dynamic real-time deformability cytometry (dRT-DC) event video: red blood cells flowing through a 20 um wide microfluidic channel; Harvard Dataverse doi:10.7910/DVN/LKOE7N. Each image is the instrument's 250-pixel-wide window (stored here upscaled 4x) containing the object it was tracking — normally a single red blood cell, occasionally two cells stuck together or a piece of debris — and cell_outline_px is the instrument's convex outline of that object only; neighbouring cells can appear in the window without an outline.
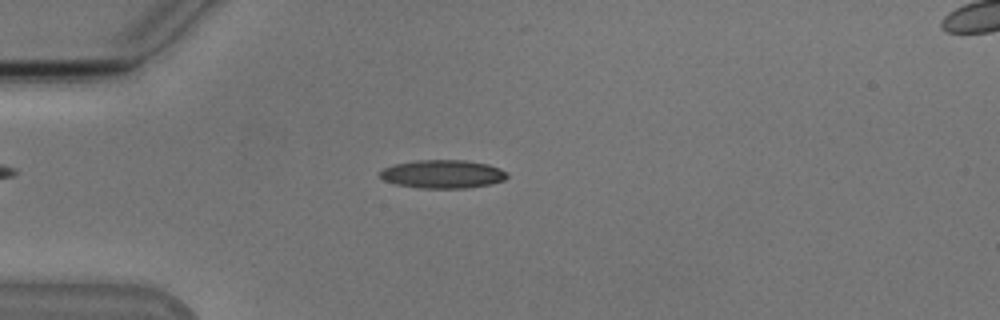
{"species": "Egyptian fruit bat (a non-hibernating species)", "species_latin": "Rousettus aegyptiacus", "temperature_condition": "cold", "stored_images_in_passage": 44, "camera_frame_rate_fps": 3000, "um_per_image_px": 0.085, "animal": {"sex": "male"}, "frame": {"image": 1, "passage_image": 5, "time_ms": 1.333, "image_size_px": [1000, 320], "cell_outline_px": [[508, 176], [504, 180], [488, 184], [464, 188], [420, 188], [396, 184], [384, 180], [380, 176], [380, 172], [384, 168], [396, 164], [416, 160], [464, 160], [488, 164], [500, 168], [508, 172]], "centroid_in_image_um": [37.65, 14.79], "position_along_channel_um": 47.4, "area_um2": 20.87}}
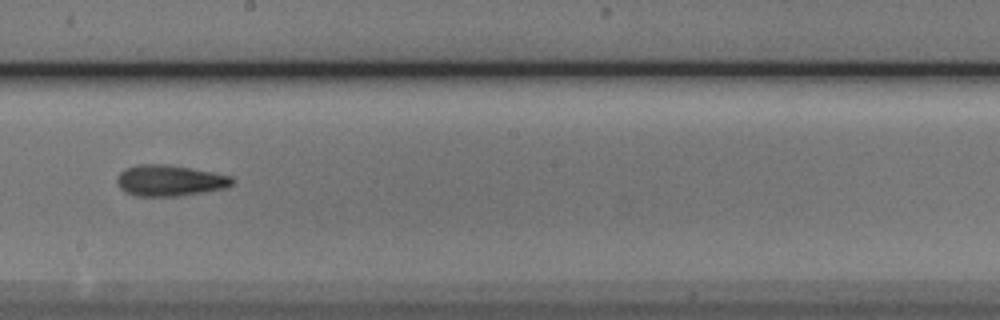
{"frame": {"image": 2, "passage_image": 21, "time_ms": 6.667, "image_size_px": [1000, 320], "cell_outline_px": [[236, 180], [232, 184], [224, 188], [176, 196], [136, 196], [124, 192], [116, 184], [116, 176], [124, 168], [136, 164], [168, 164], [212, 172], [232, 176]], "centroid_in_image_um": [14.36, 15.33], "position_along_channel_um": 233.8, "area_um2": 20.98}}
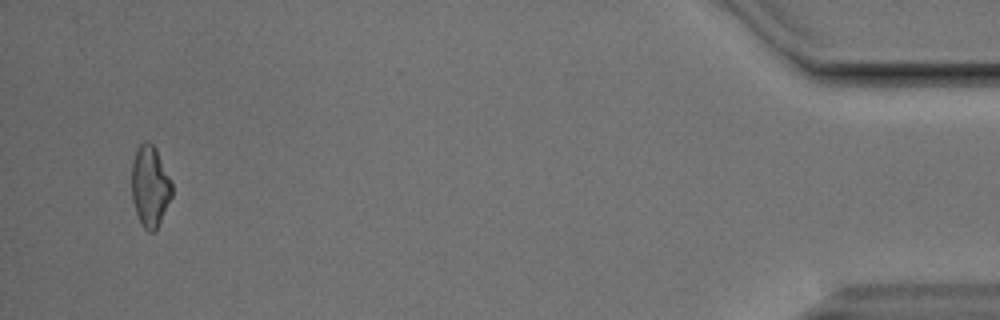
{"frame": {"image": 3, "passage_image": 42, "time_ms": 13.667, "image_size_px": [1000, 320], "cell_outline_px": [[172, 196], [156, 232], [148, 232], [144, 228], [136, 212], [132, 200], [132, 164], [136, 148], [144, 140], [148, 140], [156, 148], [172, 184]], "centroid_in_image_um": [12.75, 15.83], "position_along_channel_um": 422.4, "area_um2": 19.07}, "authors_computed_cell_mechanics": {"area_um2": 20.2589, "velocity_mm_per_s": 3.846, "shape_relaxation_time_tau1_ms": 5.0288, "shape_relaxation_time_tau2_ms": 3.9177, "deformation_change_tau1": 0.1317, "deformation_change_tau2": 0.1377}}